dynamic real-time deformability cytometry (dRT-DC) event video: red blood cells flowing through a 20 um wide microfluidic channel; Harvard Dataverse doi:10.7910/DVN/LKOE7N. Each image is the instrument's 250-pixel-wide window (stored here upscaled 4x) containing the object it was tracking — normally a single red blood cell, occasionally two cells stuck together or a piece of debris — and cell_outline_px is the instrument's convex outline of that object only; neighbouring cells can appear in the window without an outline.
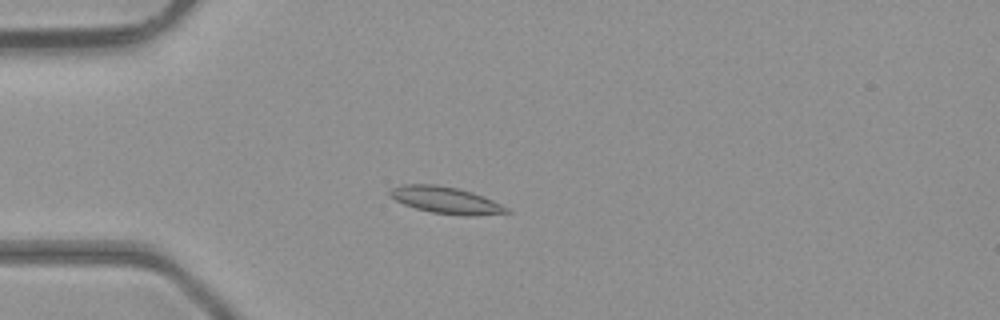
{"species": "common noctule bat (a hibernating species)", "species_latin": "Nyctalus noctula", "temperature_condition": "room temperature", "stored_images_in_passage": 35, "camera_frame_rate_fps": 3000, "um_per_image_px": 0.085, "animal": {"sex": "male", "body_mass_g": 23.1, "forearm_length_mm": 52.7}, "frame": {"image": 1, "passage_image": 1, "time_ms": 0.0, "image_size_px": [1000, 320], "cell_outline_px": [[512, 212], [476, 216], [464, 216], [432, 212], [416, 208], [404, 204], [388, 196], [388, 192], [392, 188], [400, 184], [436, 184], [460, 188], [484, 196], [508, 208]], "centroid_in_image_um": [37.89, 17.0], "position_along_channel_um": 47.1, "area_um2": 18.38}}
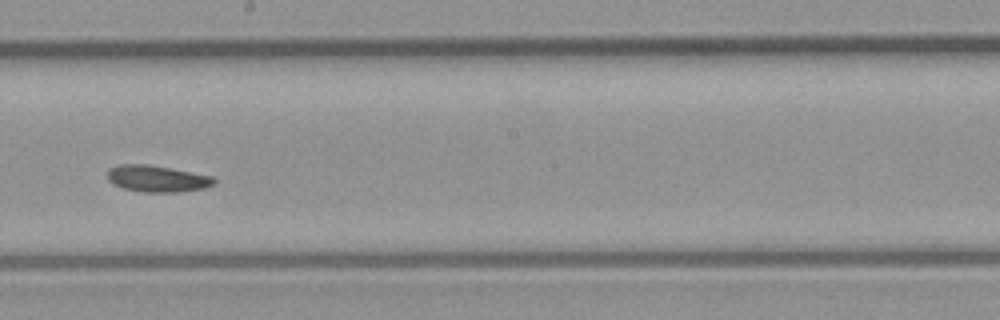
{"frame": {"image": 2, "passage_image": 15, "time_ms": 4.667, "image_size_px": [1000, 320], "cell_outline_px": [[216, 184], [204, 188], [180, 192], [140, 192], [124, 188], [112, 184], [108, 180], [108, 168], [120, 164], [148, 164], [212, 176], [216, 180]], "centroid_in_image_um": [13.34, 15.19], "position_along_channel_um": 234.9, "area_um2": 16.59}}
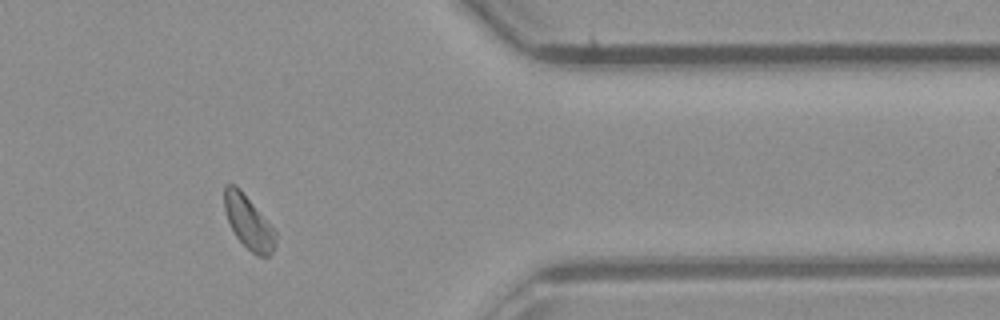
{"frame": {"image": 3, "passage_image": 27, "time_ms": 8.667, "image_size_px": [1000, 320], "cell_outline_px": [[276, 236], [272, 252], [268, 256], [256, 256], [236, 236], [228, 220], [224, 208], [224, 188], [228, 184], [236, 184], [240, 188], [276, 232]], "centroid_in_image_um": [21.1, 18.87], "position_along_channel_um": 390.3, "area_um2": 15.49}, "authors_computed_cell_mechanics": {"area_um2": 16.3574, "velocity_mm_per_s": 4.4096, "shape_relaxation_time_tau1_ms": 5.885, "shape_relaxation_time_tau2_ms": null, "deformation_change_tau1": 0.1194, "deformation_change_tau2": null}}